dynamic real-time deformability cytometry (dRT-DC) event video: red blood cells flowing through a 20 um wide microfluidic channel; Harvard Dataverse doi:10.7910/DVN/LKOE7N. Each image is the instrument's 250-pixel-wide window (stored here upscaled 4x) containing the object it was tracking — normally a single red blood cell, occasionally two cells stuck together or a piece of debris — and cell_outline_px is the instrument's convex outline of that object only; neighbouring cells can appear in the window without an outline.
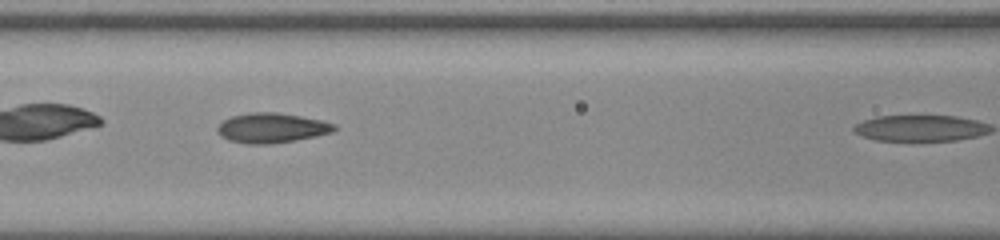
{"species": "common noctule bat (a hibernating species)", "species_latin": "Nyctalus noctula", "temperature_condition": "room temperature", "stored_images_in_passage": 14, "camera_frame_rate_fps": 3000, "um_per_image_px": 0.085, "animal": {"sex": "male", "body_mass_g": 20.0, "forearm_length_mm": 53.3}, "frame": {"image": 1, "passage_image": 7, "time_ms": 2.0, "image_size_px": [1000, 240], "cell_outline_px": [[336, 128], [332, 132], [316, 136], [296, 140], [268, 144], [248, 144], [228, 140], [220, 136], [216, 132], [216, 128], [224, 120], [232, 116], [248, 112], [276, 112], [300, 116], [320, 120], [336, 124]], "centroid_in_image_um": [23.06, 10.87], "position_along_channel_um": 143.5, "area_um2": 20.35}}